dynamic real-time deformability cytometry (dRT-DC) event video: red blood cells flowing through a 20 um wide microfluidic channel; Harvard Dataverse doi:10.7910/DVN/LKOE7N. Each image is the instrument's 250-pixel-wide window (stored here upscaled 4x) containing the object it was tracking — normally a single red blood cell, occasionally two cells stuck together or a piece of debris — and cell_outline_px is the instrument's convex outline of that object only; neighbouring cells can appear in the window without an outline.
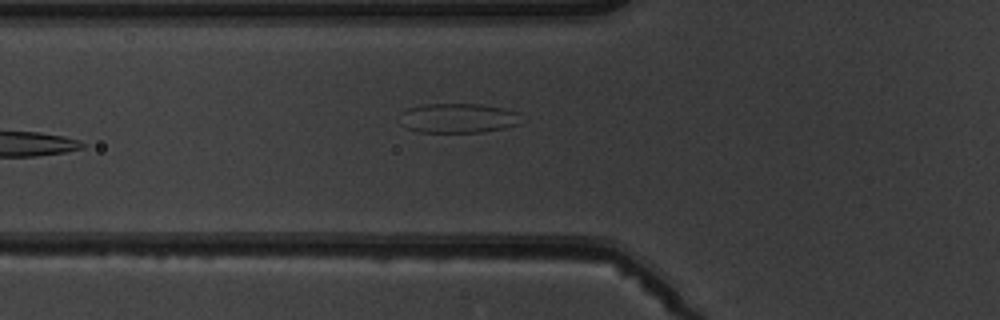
{"species": "common noctule bat (a hibernating species)", "species_latin": "Nyctalus noctula", "temperature_condition": "warm", "stored_images_in_passage": 5, "camera_frame_rate_fps": 3000, "um_per_image_px": 0.085, "animal": {"sex": "male", "body_mass_g": 19.5, "forearm_length_mm": 54.6}, "frame": {"image": 1, "passage_image": 5, "time_ms": 5.667, "image_size_px": [1000, 320], "cell_outline_px": [[520, 124], [504, 128], [484, 132], [420, 132], [404, 128], [400, 124], [400, 112], [408, 108], [424, 104], [480, 104], [504, 108], [516, 112]], "centroid_in_image_um": [38.87, 10.04], "position_along_channel_um": 86.9, "area_um2": 21.04}}